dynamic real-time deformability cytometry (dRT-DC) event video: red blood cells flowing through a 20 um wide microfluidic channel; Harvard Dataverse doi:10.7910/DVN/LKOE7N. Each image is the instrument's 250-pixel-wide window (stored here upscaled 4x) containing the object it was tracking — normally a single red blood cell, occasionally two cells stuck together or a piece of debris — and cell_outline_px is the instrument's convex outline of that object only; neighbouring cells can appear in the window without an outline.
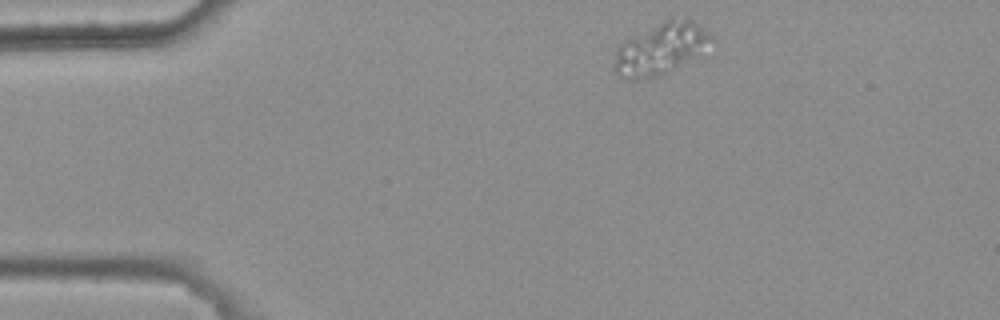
{"species": "common noctule bat (a hibernating species)", "species_latin": "Nyctalus noctula", "temperature_condition": "warm", "stored_images_in_passage": 8, "camera_frame_rate_fps": 3000, "um_per_image_px": 0.085, "animal": {"sex": "female", "body_mass_g": 25.1}, "frame": {"image": 1, "passage_image": 1, "time_ms": 0.0, "image_size_px": [1000, 320], "cell_outline_px": [[716, 40], [696, 56], [660, 76], [636, 80], [620, 76], [612, 68], [616, 48], [624, 40], [672, 16], [692, 20], [708, 32]], "centroid_in_image_um": [56.14, 4.13], "position_along_channel_um": 28.9, "area_um2": 29.19}}
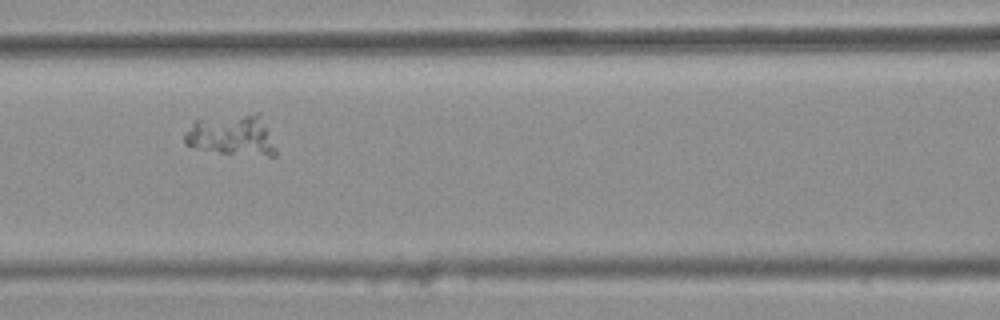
{"frame": {"image": 2, "passage_image": 5, "time_ms": 1.333, "image_size_px": [1000, 320], "cell_outline_px": [[276, 156], [268, 156], [220, 152], [184, 144], [184, 132], [196, 120], [256, 112], [260, 112], [276, 148]], "centroid_in_image_um": [19.75, 11.47], "position_along_channel_um": 146.9, "area_um2": 21.44}}
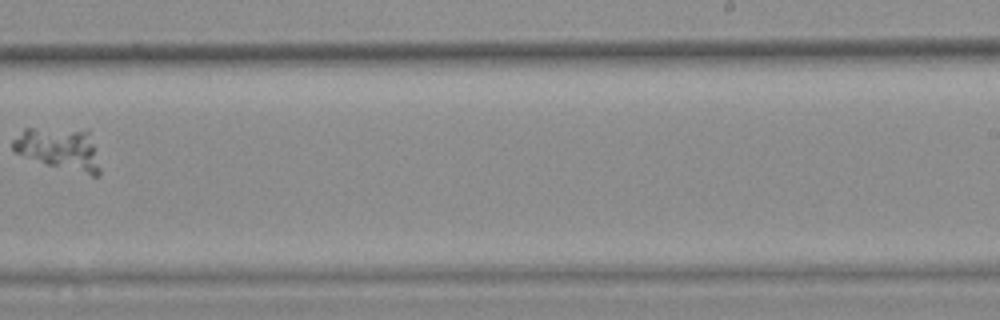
{"frame": {"image": 3, "passage_image": 8, "time_ms": 2.333, "image_size_px": [1000, 320], "cell_outline_px": [[100, 176], [92, 176], [44, 164], [16, 152], [12, 148], [12, 140], [24, 128], [88, 128], [100, 168]], "centroid_in_image_um": [5.05, 12.63], "position_along_channel_um": 283.9, "area_um2": 21.79}}